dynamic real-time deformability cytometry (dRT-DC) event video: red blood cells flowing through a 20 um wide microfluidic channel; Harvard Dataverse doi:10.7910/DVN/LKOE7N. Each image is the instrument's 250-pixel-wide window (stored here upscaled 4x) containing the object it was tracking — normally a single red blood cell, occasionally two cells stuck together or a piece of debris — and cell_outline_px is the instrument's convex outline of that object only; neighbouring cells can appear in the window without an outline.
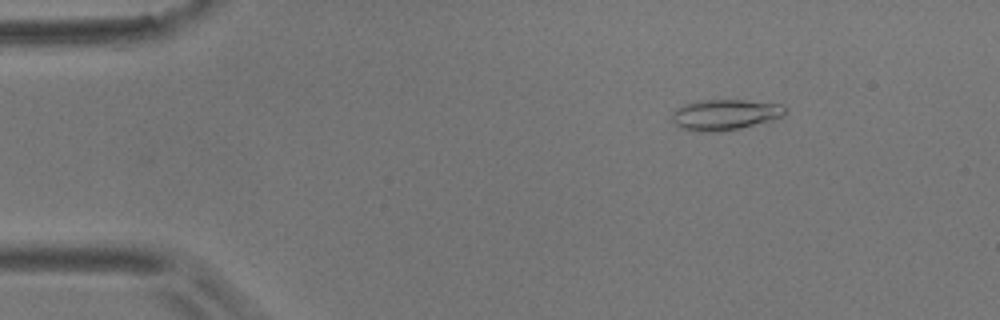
{"species": "common noctule bat (a hibernating species)", "species_latin": "Nyctalus noctula", "temperature_condition": "room temperature", "stored_images_in_passage": 5, "camera_frame_rate_fps": 3000, "um_per_image_px": 0.085, "animal": {"sex": "male", "body_mass_g": 17.9}, "frame": {"image": 1, "passage_image": 3, "time_ms": 0.667, "image_size_px": [1000, 320], "cell_outline_px": [[788, 112], [784, 116], [772, 120], [740, 128], [716, 132], [696, 132], [680, 128], [672, 120], [672, 112], [676, 108], [684, 104], [696, 100], [744, 100], [784, 104]], "centroid_in_image_um": [61.63, 9.74], "position_along_channel_um": 23.4, "area_um2": 20.58}}